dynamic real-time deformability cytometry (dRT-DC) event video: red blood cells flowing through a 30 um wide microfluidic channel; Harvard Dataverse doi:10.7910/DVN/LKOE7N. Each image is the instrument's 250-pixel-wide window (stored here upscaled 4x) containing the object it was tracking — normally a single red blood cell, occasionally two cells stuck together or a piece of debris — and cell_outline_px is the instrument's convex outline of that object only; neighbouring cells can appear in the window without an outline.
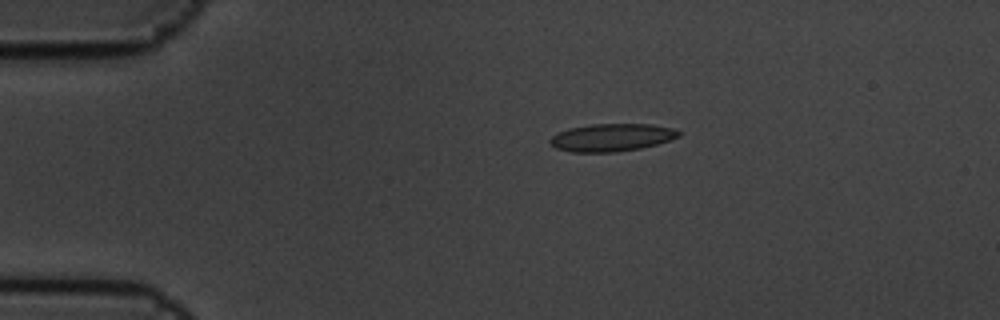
{"species": "common noctule bat (a hibernating species)", "species_latin": "Nyctalus noctula", "temperature_condition": "cold", "stored_images_in_passage": 7, "camera_frame_rate_fps": 3000, "um_per_image_px": 0.085, "animal": {"sex": "male", "body_mass_g": 19.5, "forearm_length_mm": 54.6}, "frame": {"image": 1, "passage_image": 1, "time_ms": 0.0, "image_size_px": [1000, 320], "cell_outline_px": [[680, 136], [656, 144], [640, 148], [616, 152], [572, 152], [556, 148], [548, 140], [552, 136], [568, 128], [592, 124], [652, 124], [672, 128], [680, 132]], "centroid_in_image_um": [51.98, 11.68], "position_along_channel_um": 33.0, "area_um2": 20.58}}
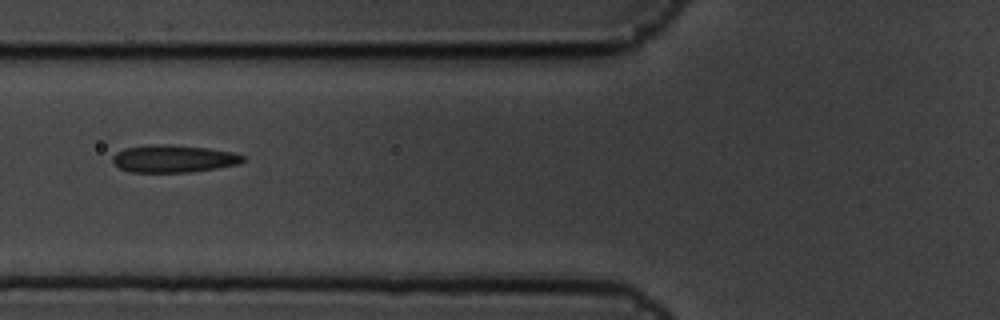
{"frame": {"image": 2, "passage_image": 4, "time_ms": 1.0, "image_size_px": [1000, 320], "cell_outline_px": [[244, 160], [240, 164], [216, 168], [188, 172], [128, 172], [120, 168], [112, 160], [112, 156], [116, 152], [124, 148], [152, 144], [160, 144], [208, 148], [232, 152], [244, 156]], "centroid_in_image_um": [14.73, 13.49], "position_along_channel_um": 111.1, "area_um2": 20.75}}
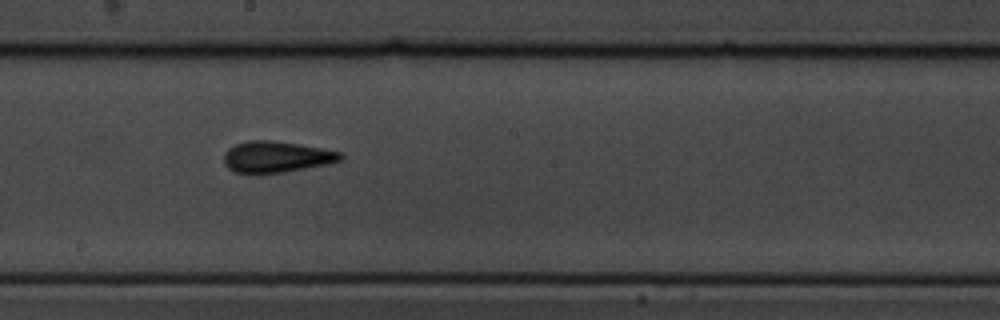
{"frame": {"image": 3, "passage_image": 7, "time_ms": 2.0, "image_size_px": [1000, 320], "cell_outline_px": [[344, 156], [340, 160], [324, 164], [284, 172], [236, 172], [228, 168], [224, 164], [224, 152], [228, 148], [236, 144], [248, 140], [272, 140], [320, 148], [340, 152]], "centroid_in_image_um": [23.44, 13.31], "position_along_channel_um": 224.8, "area_um2": 20.69}}